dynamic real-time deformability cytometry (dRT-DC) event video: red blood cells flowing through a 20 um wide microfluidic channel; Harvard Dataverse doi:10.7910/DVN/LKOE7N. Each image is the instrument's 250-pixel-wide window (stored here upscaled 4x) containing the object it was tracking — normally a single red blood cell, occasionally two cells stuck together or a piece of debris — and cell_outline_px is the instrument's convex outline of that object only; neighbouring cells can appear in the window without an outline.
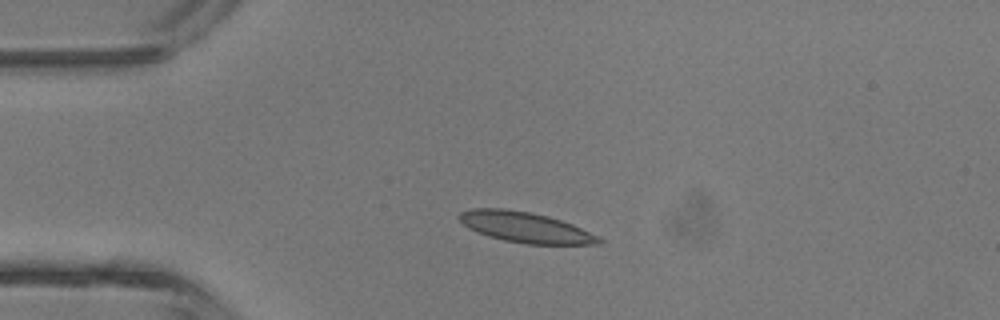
{"species": "common noctule bat (a hibernating species)", "species_latin": "Nyctalus noctula", "temperature_condition": "room temperature", "stored_images_in_passage": 4, "camera_frame_rate_fps": 3000, "um_per_image_px": 0.085, "animal": {"sex": "male", "body_mass_g": 13.3}, "frame": {"image": 1, "passage_image": 3, "time_ms": 2.333, "image_size_px": [1000, 320], "cell_outline_px": [[604, 240], [600, 244], [524, 244], [504, 240], [488, 236], [476, 232], [468, 228], [456, 216], [460, 212], [472, 208], [504, 208], [532, 212], [548, 216], [572, 224], [600, 236]], "centroid_in_image_um": [44.65, 19.31], "position_along_channel_um": 40.4, "area_um2": 25.03}}